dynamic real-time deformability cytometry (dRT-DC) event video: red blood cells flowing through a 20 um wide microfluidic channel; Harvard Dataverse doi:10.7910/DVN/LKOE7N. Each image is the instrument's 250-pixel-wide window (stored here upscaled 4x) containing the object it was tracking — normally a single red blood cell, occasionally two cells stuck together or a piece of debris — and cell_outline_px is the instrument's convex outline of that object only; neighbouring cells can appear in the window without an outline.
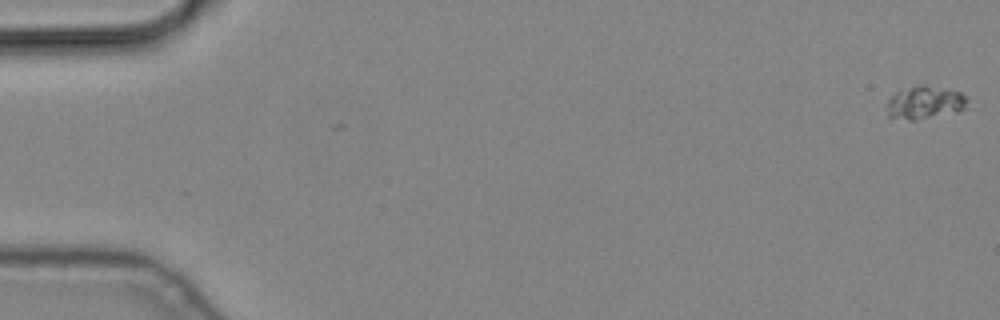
{"species": "common noctule bat (a hibernating species)", "species_latin": "Nyctalus noctula", "temperature_condition": "cold", "stored_images_in_passage": 5, "camera_frame_rate_fps": 3000, "um_per_image_px": 0.085, "animal": {"sex": "male", "body_mass_g": 19.2, "forearm_length_mm": 51.8}, "frame": {"image": 1, "passage_image": 1, "time_ms": 0.0, "image_size_px": [1000, 320], "cell_outline_px": [[968, 100], [964, 108], [960, 112], [916, 120], [888, 120], [888, 100], [892, 92], [900, 88], [920, 84], [924, 84], [960, 92]], "centroid_in_image_um": [78.54, 8.73], "position_along_channel_um": 6.5, "area_um2": 16.07}}
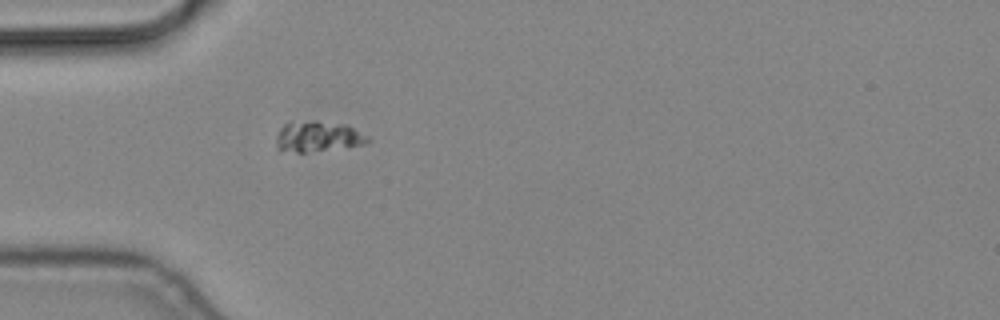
{"frame": {"image": 2, "passage_image": 5, "time_ms": 1.333, "image_size_px": [1000, 320], "cell_outline_px": [[368, 140], [364, 144], [304, 152], [280, 152], [276, 148], [276, 136], [280, 128], [284, 124], [312, 120], [316, 120], [348, 124], [368, 136]], "centroid_in_image_um": [26.97, 11.59], "position_along_channel_um": 58.0, "area_um2": 16.36}}